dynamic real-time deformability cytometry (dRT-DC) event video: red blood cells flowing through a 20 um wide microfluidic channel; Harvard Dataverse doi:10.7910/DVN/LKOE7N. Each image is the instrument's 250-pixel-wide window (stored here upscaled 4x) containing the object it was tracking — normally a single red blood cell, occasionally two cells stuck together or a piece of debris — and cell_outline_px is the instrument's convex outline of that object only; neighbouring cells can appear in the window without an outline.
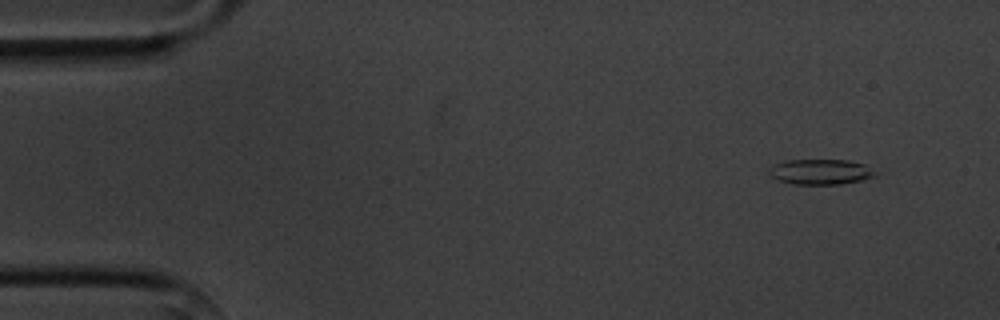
{"species": "common noctule bat (a hibernating species)", "species_latin": "Nyctalus noctula", "temperature_condition": "cold", "stored_images_in_passage": 5, "camera_frame_rate_fps": 3000, "um_per_image_px": 0.085, "animal": {"sex": "male", "body_mass_g": 20.1, "forearm_length_mm": 53.5}, "frame": {"image": 1, "passage_image": 2, "time_ms": 1.0, "image_size_px": [1000, 320], "cell_outline_px": [[876, 176], [860, 180], [840, 184], [792, 184], [780, 180], [772, 176], [768, 172], [768, 168], [772, 164], [784, 160], [848, 160], [864, 164]], "centroid_in_image_um": [69.66, 14.59], "position_along_channel_um": 15.3, "area_um2": 15.49}}